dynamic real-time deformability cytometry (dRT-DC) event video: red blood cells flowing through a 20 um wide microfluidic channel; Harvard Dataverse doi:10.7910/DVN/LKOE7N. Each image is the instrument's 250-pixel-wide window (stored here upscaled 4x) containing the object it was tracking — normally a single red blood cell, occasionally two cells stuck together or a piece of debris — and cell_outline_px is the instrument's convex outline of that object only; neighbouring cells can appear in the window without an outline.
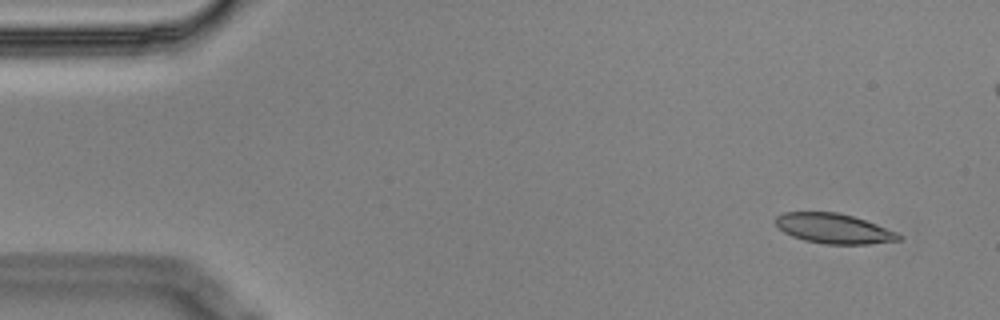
{"species": "Egyptian fruit bat (a non-hibernating species)", "species_latin": "Rousettus aegyptiacus", "temperature_condition": "cold", "stored_images_in_passage": 5, "camera_frame_rate_fps": 3000, "um_per_image_px": 0.085, "animal": {"sex": "male"}, "frame": {"image": 1, "passage_image": 1, "time_ms": 0.0, "image_size_px": [1000, 320], "cell_outline_px": [[904, 236], [900, 240], [868, 244], [824, 244], [804, 240], [792, 236], [784, 232], [776, 224], [776, 216], [784, 212], [836, 212], [852, 216], [876, 224], [896, 232]], "centroid_in_image_um": [70.87, 19.43], "position_along_channel_um": 14.1, "area_um2": 21.33}}
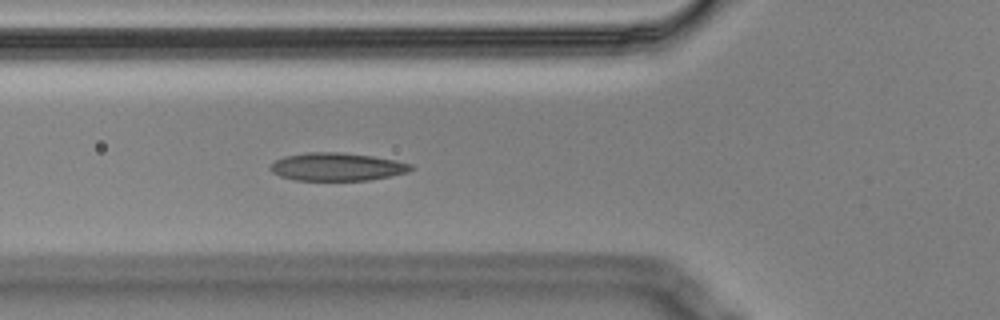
{"frame": {"image": 2, "passage_image": 5, "time_ms": 1.333, "image_size_px": [1000, 320], "cell_outline_px": [[416, 168], [408, 172], [368, 180], [296, 180], [280, 176], [272, 172], [272, 164], [276, 160], [284, 156], [308, 152], [340, 152], [372, 156], [396, 160], [412, 164]], "centroid_in_image_um": [28.68, 14.17], "position_along_channel_um": 97.1, "area_um2": 22.77}}